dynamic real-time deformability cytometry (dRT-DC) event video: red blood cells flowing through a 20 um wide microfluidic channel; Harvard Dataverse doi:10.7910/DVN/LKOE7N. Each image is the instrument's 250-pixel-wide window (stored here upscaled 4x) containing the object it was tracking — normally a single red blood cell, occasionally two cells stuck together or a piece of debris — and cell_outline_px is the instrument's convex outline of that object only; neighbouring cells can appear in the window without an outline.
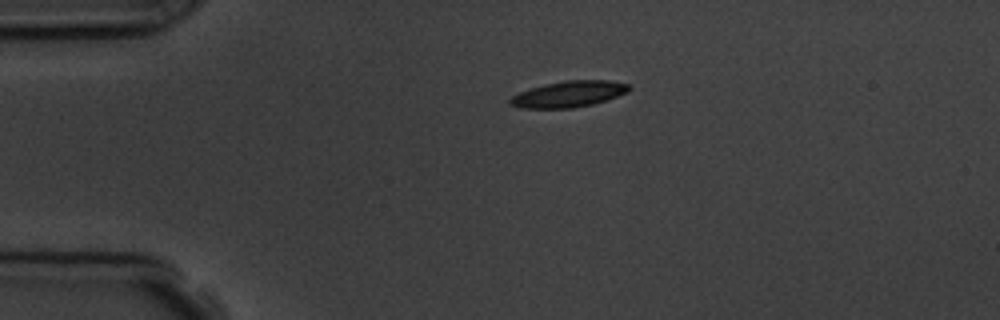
{"species": "common noctule bat (a hibernating species)", "species_latin": "Nyctalus noctula", "temperature_condition": "room temperature", "stored_images_in_passage": 2, "camera_frame_rate_fps": 3000, "um_per_image_px": 0.085, "animal": {"sex": "male", "body_mass_g": 19.5, "forearm_length_mm": 54.6}, "frame": {"image": 1, "passage_image": 1, "time_ms": 0.0, "image_size_px": [1000, 320], "cell_outline_px": [[632, 88], [628, 92], [592, 104], [572, 108], [520, 108], [508, 104], [508, 100], [512, 96], [520, 92], [544, 84], [564, 80], [608, 80], [628, 84]], "centroid_in_image_um": [48.32, 7.99], "position_along_channel_um": 36.7, "area_um2": 18.03}}